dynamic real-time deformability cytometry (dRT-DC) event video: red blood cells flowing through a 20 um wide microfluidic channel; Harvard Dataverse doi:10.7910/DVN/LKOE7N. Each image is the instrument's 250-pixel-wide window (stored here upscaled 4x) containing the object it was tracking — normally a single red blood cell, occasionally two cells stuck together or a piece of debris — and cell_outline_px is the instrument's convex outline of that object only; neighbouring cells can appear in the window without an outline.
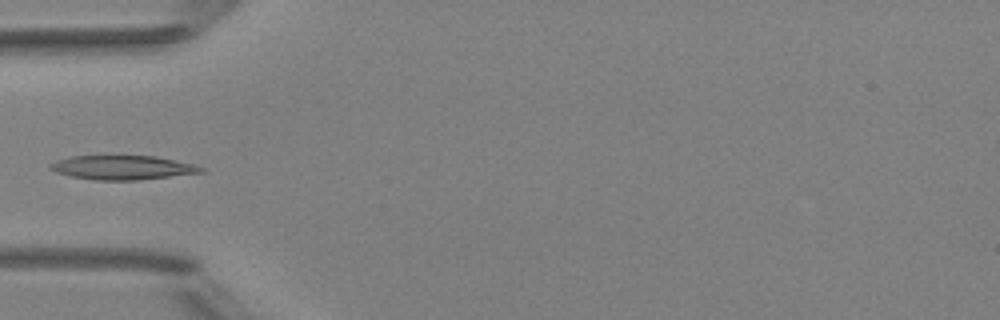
{"species": "Egyptian fruit bat (a non-hibernating species)", "species_latin": "Rousettus aegyptiacus", "temperature_condition": "room temperature", "stored_images_in_passage": 6, "camera_frame_rate_fps": 3000, "um_per_image_px": 0.085, "animal": {"sex": "female"}, "frame": {"image": 1, "passage_image": 5, "time_ms": 4.667, "image_size_px": [1000, 320], "cell_outline_px": [[204, 172], [136, 180], [96, 180], [72, 176], [56, 172], [48, 168], [48, 164], [56, 160], [72, 156], [156, 156], [192, 164], [204, 168]], "centroid_in_image_um": [10.37, 14.24], "position_along_channel_um": 74.6, "area_um2": 20.98}}
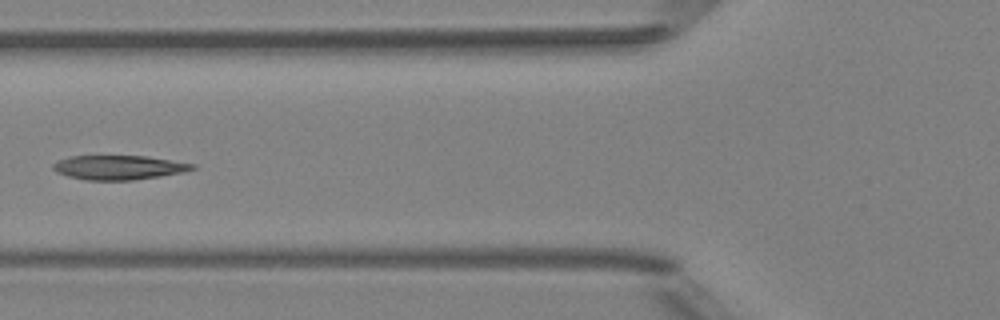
{"frame": {"image": 2, "passage_image": 6, "time_ms": 5.667, "image_size_px": [1000, 320], "cell_outline_px": [[196, 168], [180, 172], [160, 176], [132, 180], [84, 180], [68, 176], [56, 172], [52, 168], [52, 164], [56, 160], [68, 156], [144, 156], [196, 164]], "centroid_in_image_um": [10.02, 14.23], "position_along_channel_um": 115.8, "area_um2": 19.65}}